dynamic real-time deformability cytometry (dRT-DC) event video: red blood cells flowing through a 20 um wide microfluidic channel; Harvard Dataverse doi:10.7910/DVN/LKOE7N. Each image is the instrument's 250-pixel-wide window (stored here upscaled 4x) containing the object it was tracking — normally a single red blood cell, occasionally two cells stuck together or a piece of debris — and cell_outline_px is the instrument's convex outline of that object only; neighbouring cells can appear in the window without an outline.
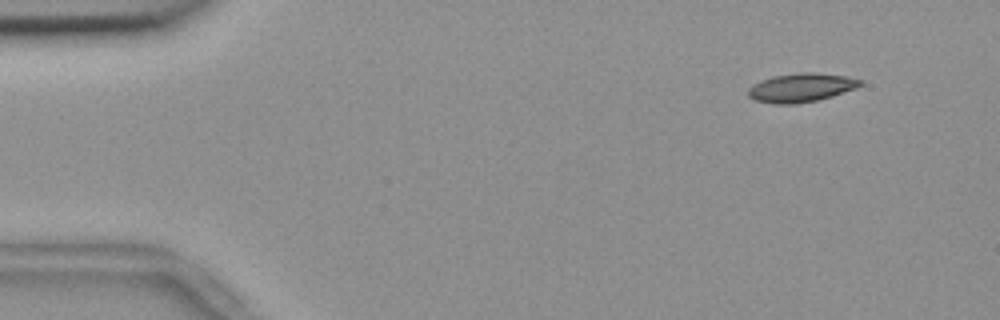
{"species": "common noctule bat (a hibernating species)", "species_latin": "Nyctalus noctula", "temperature_condition": "room temperature", "stored_images_in_passage": 54, "camera_frame_rate_fps": 3000, "um_per_image_px": 0.085, "animal": {"sex": "female", "body_mass_g": 18.4}, "frame": {"image": 1, "passage_image": 4, "time_ms": 1.0, "image_size_px": [1000, 320], "cell_outline_px": [[864, 84], [856, 88], [832, 96], [816, 100], [796, 104], [776, 104], [756, 100], [748, 96], [748, 88], [752, 84], [760, 80], [772, 76], [800, 72], [812, 72], [844, 76], [860, 80]], "centroid_in_image_um": [68.06, 7.44], "position_along_channel_um": 16.9, "area_um2": 18.73}}
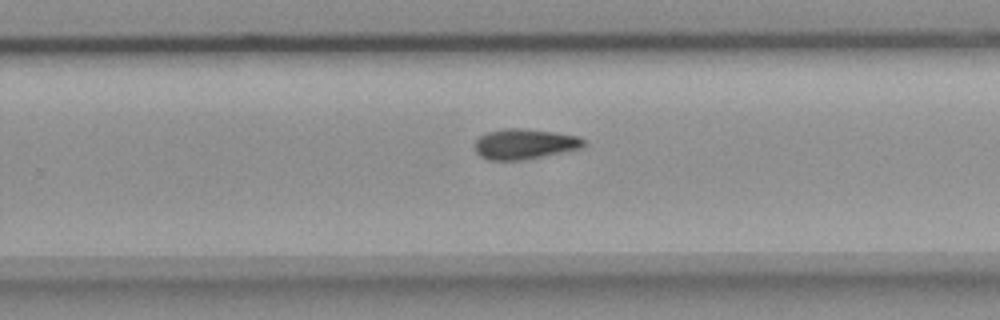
{"frame": {"image": 2, "passage_image": 34, "time_ms": 11.0, "image_size_px": [1000, 320], "cell_outline_px": [[584, 148], [544, 156], [516, 160], [488, 160], [480, 156], [476, 152], [476, 140], [480, 136], [488, 132], [504, 128], [520, 128], [556, 132], [580, 136], [584, 140]], "centroid_in_image_um": [44.62, 12.23], "position_along_channel_um": 285.2, "area_um2": 19.25}}
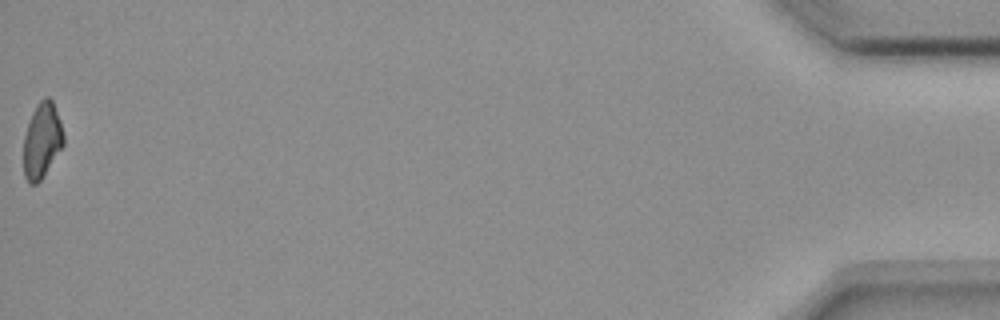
{"frame": {"image": 3, "passage_image": 54, "time_ms": 17.667, "image_size_px": [1000, 320], "cell_outline_px": [[64, 144], [40, 180], [36, 184], [28, 184], [24, 176], [24, 136], [32, 112], [36, 104], [44, 96], [48, 96], [52, 100], [60, 120], [64, 136]], "centroid_in_image_um": [3.56, 11.92], "position_along_channel_um": 431.6, "area_um2": 17.46}}